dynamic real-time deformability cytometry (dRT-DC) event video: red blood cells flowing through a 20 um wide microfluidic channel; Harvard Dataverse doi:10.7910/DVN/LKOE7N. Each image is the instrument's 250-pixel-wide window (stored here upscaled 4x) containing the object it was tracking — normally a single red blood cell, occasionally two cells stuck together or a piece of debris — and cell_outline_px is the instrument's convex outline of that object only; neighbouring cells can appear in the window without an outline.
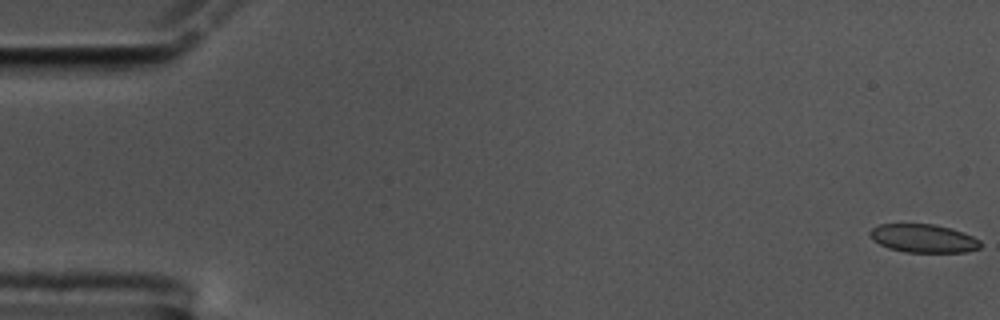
{"species": "common noctule bat (a hibernating species)", "species_latin": "Nyctalus noctula", "temperature_condition": "cold", "stored_images_in_passage": 60, "camera_frame_rate_fps": 3000, "um_per_image_px": 0.085, "animal": {"sex": "male", "body_mass_g": 17.5, "forearm_length_mm": 52.3}, "frame": {"image": 1, "passage_image": 1, "time_ms": 0.0, "image_size_px": [1000, 320], "cell_outline_px": [[980, 248], [968, 252], [904, 252], [888, 248], [872, 240], [868, 236], [868, 232], [872, 228], [880, 224], [936, 224], [952, 228], [964, 232], [980, 240]], "centroid_in_image_um": [78.48, 20.26], "position_along_channel_um": 6.5, "area_um2": 18.5}}
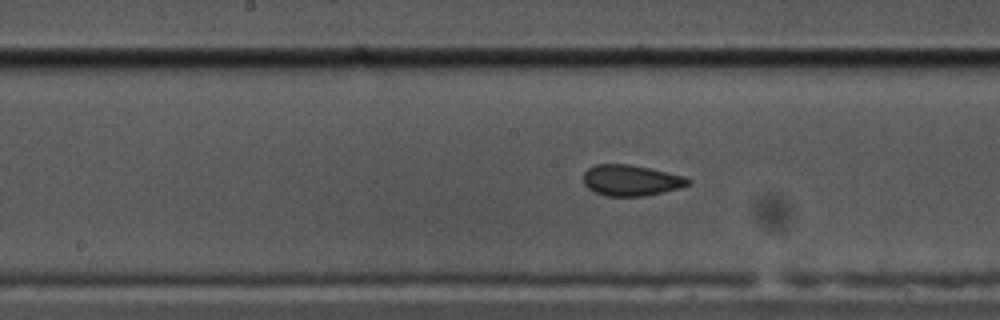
{"frame": {"image": 2, "passage_image": 30, "time_ms": 9.667, "image_size_px": [1000, 320], "cell_outline_px": [[692, 184], [680, 188], [644, 196], [604, 196], [588, 188], [584, 184], [584, 172], [588, 168], [596, 164], [628, 164], [648, 168], [684, 176], [692, 180]], "centroid_in_image_um": [53.65, 15.33], "position_along_channel_um": 194.6, "area_um2": 18.84}}
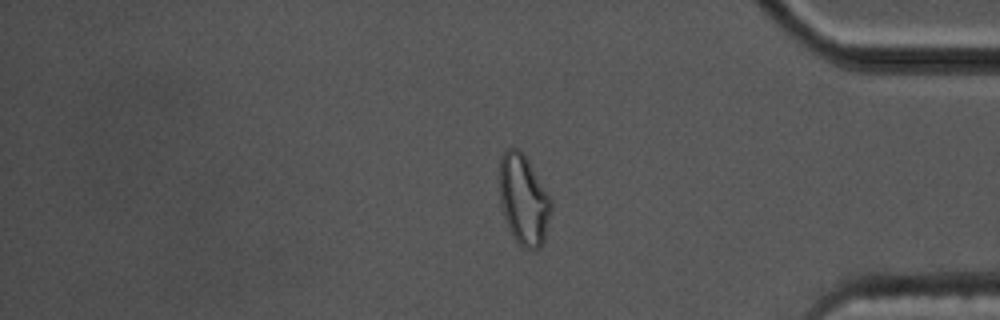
{"frame": {"image": 3, "passage_image": 49, "time_ms": 16.0, "image_size_px": [1000, 320], "cell_outline_px": [[552, 208], [544, 244], [536, 252], [524, 248], [512, 236], [508, 228], [500, 204], [500, 160], [504, 152], [508, 148], [516, 148], [528, 160], [552, 200]], "centroid_in_image_um": [44.53, 17.05], "position_along_channel_um": 390.7, "area_um2": 27.28}, "authors_computed_cell_mechanics": {"area_um2": 19.3052, "velocity_mm_per_s": 3.4546, "shape_relaxation_time_tau1_ms": null, "shape_relaxation_time_tau2_ms": 1.5424, "deformation_change_tau1": null, "deformation_change_tau2": 0.0548}}